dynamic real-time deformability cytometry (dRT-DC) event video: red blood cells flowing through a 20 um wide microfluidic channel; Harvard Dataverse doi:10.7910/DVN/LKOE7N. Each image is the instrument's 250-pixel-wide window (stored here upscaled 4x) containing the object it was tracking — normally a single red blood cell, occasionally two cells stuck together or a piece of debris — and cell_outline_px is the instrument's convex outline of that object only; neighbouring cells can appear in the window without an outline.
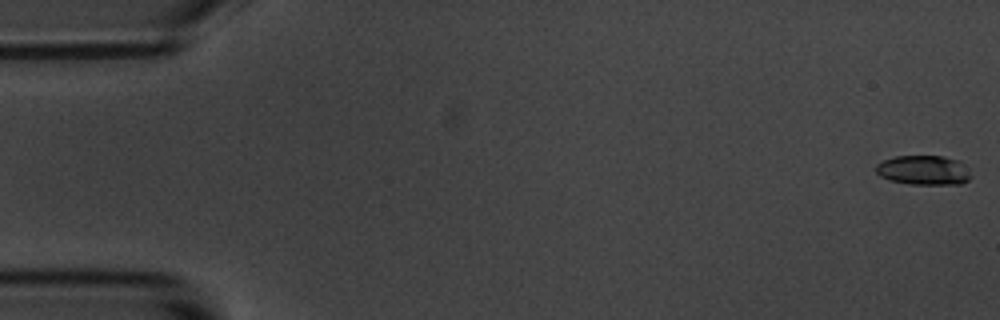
{"species": "common noctule bat (a hibernating species)", "species_latin": "Nyctalus noctula", "temperature_condition": "room temperature", "stored_images_in_passage": 58, "camera_frame_rate_fps": 3000, "um_per_image_px": 0.085, "animal": {"sex": "male", "body_mass_g": 20.1, "forearm_length_mm": 53.5}, "frame": {"image": 1, "passage_image": 1, "time_ms": 0.0, "image_size_px": [1000, 320], "cell_outline_px": [[972, 176], [968, 180], [960, 184], [908, 184], [888, 180], [880, 176], [876, 172], [876, 164], [884, 160], [896, 156], [944, 156], [960, 160]], "centroid_in_image_um": [78.5, 14.47], "position_along_channel_um": 6.5, "area_um2": 16.42}}
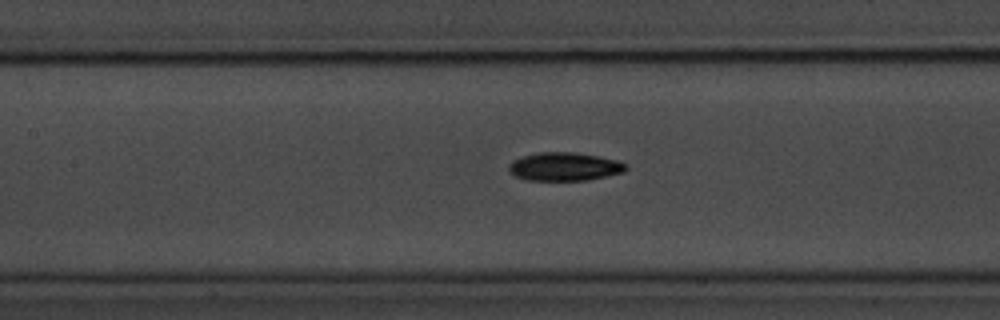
{"frame": {"image": 2, "passage_image": 26, "time_ms": 8.333, "image_size_px": [1000, 320], "cell_outline_px": [[628, 168], [624, 172], [608, 176], [588, 180], [528, 180], [516, 176], [508, 172], [508, 164], [512, 160], [524, 156], [540, 152], [572, 152], [596, 156], [616, 160], [624, 164]], "centroid_in_image_um": [47.95, 14.17], "position_along_channel_um": 159.5, "area_um2": 19.25}}
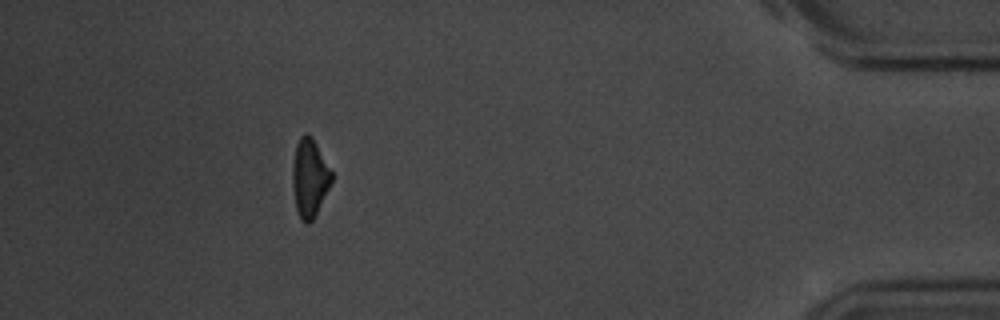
{"frame": {"image": 3, "passage_image": 52, "time_ms": 17.0, "image_size_px": [1000, 320], "cell_outline_px": [[332, 180], [312, 220], [308, 224], [300, 220], [296, 208], [292, 184], [292, 164], [296, 144], [300, 136], [304, 132], [308, 132], [312, 136], [332, 172]], "centroid_in_image_um": [26.28, 15.07], "position_along_channel_um": 408.9, "area_um2": 17.69}, "authors_computed_cell_mechanics": {"area_um2": 18.3226, "velocity_mm_per_s": 3.5198, "shape_relaxation_time_tau1_ms": 2.679, "shape_relaxation_time_tau2_ms": null, "deformation_change_tau1": 0.1218, "deformation_change_tau2": null}}